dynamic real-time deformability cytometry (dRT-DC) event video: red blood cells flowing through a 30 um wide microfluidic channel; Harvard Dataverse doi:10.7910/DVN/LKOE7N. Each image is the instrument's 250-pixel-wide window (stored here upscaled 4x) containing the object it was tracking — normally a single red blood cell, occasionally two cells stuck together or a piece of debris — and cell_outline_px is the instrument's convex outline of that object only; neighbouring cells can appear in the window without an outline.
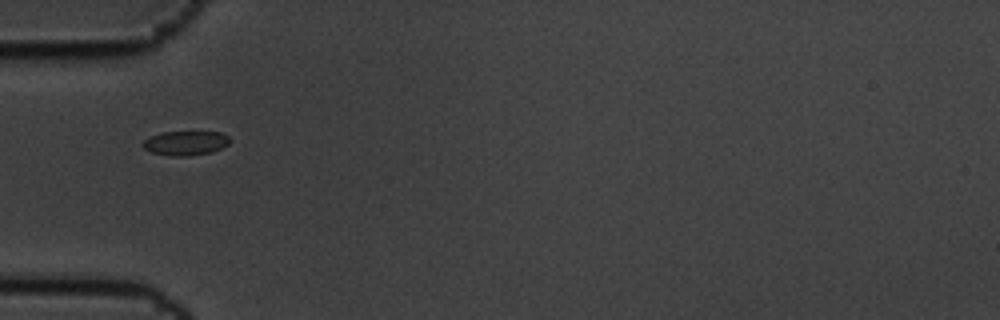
{"species": "common noctule bat (a hibernating species)", "species_latin": "Nyctalus noctula", "temperature_condition": "cold", "stored_images_in_passage": 6, "camera_frame_rate_fps": 3000, "um_per_image_px": 0.085, "animal": {"sex": "male", "body_mass_g": 19.5, "forearm_length_mm": 54.6}, "frame": {"image": 1, "passage_image": 1, "time_ms": 0.0, "image_size_px": [1000, 320], "cell_outline_px": [[232, 140], [228, 144], [212, 152], [188, 156], [172, 156], [152, 152], [144, 148], [144, 140], [152, 136], [164, 132], [220, 132], [228, 136]], "centroid_in_image_um": [15.82, 12.16], "position_along_channel_um": 69.2, "area_um2": 12.14}}
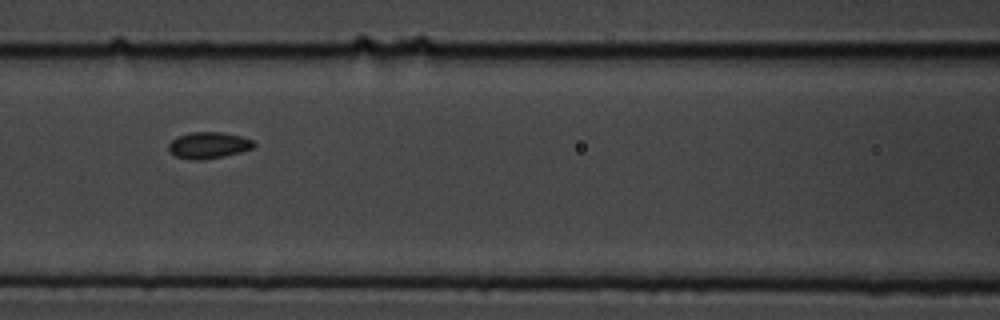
{"frame": {"image": 2, "passage_image": 3, "time_ms": 0.667, "image_size_px": [1000, 320], "cell_outline_px": [[256, 144], [252, 148], [240, 152], [224, 156], [204, 160], [192, 160], [176, 156], [168, 148], [168, 144], [172, 140], [180, 136], [192, 132], [220, 132], [240, 136], [252, 140]], "centroid_in_image_um": [17.73, 12.35], "position_along_channel_um": 148.9, "area_um2": 12.95}}
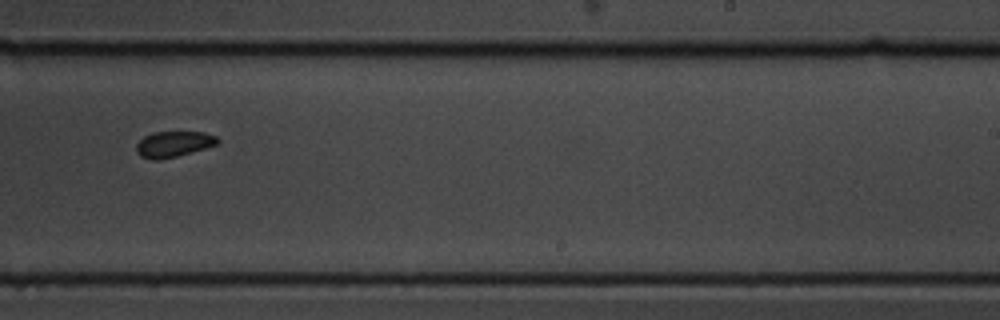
{"frame": {"image": 3, "passage_image": 6, "time_ms": 1.667, "image_size_px": [1000, 320], "cell_outline_px": [[220, 140], [216, 144], [204, 148], [176, 156], [156, 160], [152, 160], [140, 156], [136, 152], [136, 144], [144, 136], [152, 132], [204, 132], [216, 136]], "centroid_in_image_um": [14.71, 12.24], "position_along_channel_um": 274.3, "area_um2": 12.08}}